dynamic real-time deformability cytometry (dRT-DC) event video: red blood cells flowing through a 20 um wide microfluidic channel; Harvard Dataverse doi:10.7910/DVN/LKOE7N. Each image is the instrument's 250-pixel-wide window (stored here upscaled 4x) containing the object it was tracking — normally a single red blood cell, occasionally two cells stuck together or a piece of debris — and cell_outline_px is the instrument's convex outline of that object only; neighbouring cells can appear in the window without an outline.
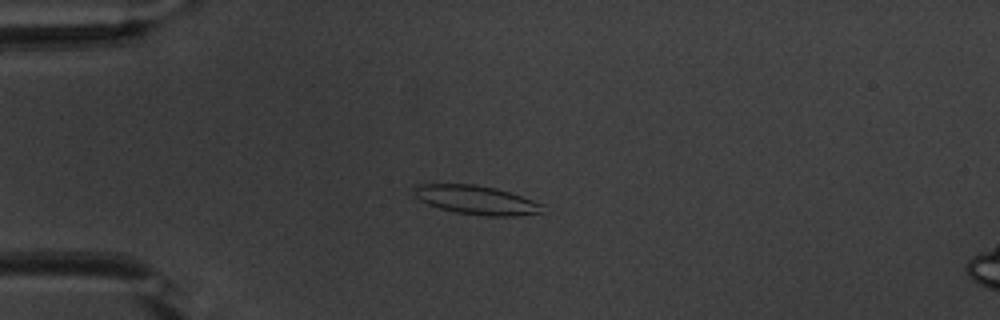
{"species": "common noctule bat (a hibernating species)", "species_latin": "Nyctalus noctula", "temperature_condition": "warm", "stored_images_in_passage": 53, "camera_frame_rate_fps": 3000, "um_per_image_px": 0.085, "animal": {"sex": "male", "body_mass_g": 20.1, "forearm_length_mm": 53.5}, "frame": {"image": 1, "passage_image": 13, "time_ms": 4.0, "image_size_px": [1000, 320], "cell_outline_px": [[544, 212], [516, 216], [484, 216], [456, 212], [440, 208], [428, 204], [420, 200], [416, 196], [416, 184], [476, 184], [496, 188], [544, 204]], "centroid_in_image_um": [40.54, 17.0], "position_along_channel_um": 44.5, "area_um2": 21.44}}
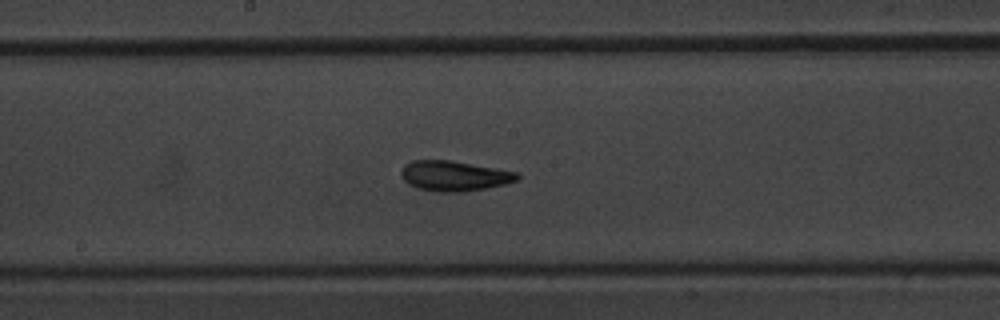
{"frame": {"image": 2, "passage_image": 28, "time_ms": 9.0, "image_size_px": [1000, 320], "cell_outline_px": [[520, 180], [504, 184], [464, 192], [432, 192], [416, 188], [408, 184], [404, 180], [400, 172], [404, 164], [412, 160], [452, 160], [496, 168], [516, 172], [520, 176]], "centroid_in_image_um": [38.58, 14.95], "position_along_channel_um": 209.6, "area_um2": 20.63}}
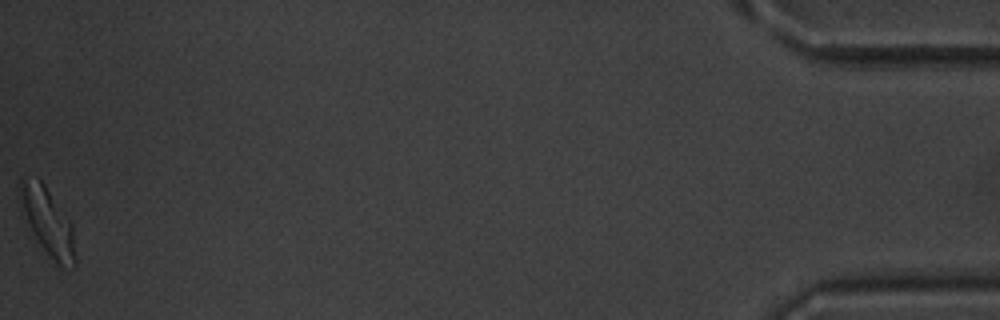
{"frame": {"image": 3, "passage_image": 53, "time_ms": 17.333, "image_size_px": [1000, 320], "cell_outline_px": [[76, 268], [64, 268], [56, 264], [28, 236], [16, 200], [20, 176], [40, 180], [44, 184], [72, 224], [76, 256]], "centroid_in_image_um": [3.94, 18.89], "position_along_channel_um": 431.3, "area_um2": 23.47}, "authors_computed_cell_mechanics": {"area_um2": 20.1722, "velocity_mm_per_s": 3.7708, "shape_relaxation_time_tau1_ms": 2.5909, "shape_relaxation_time_tau2_ms": 1.4856, "deformation_change_tau1": 0.1178, "deformation_change_tau2": 0.0764}}